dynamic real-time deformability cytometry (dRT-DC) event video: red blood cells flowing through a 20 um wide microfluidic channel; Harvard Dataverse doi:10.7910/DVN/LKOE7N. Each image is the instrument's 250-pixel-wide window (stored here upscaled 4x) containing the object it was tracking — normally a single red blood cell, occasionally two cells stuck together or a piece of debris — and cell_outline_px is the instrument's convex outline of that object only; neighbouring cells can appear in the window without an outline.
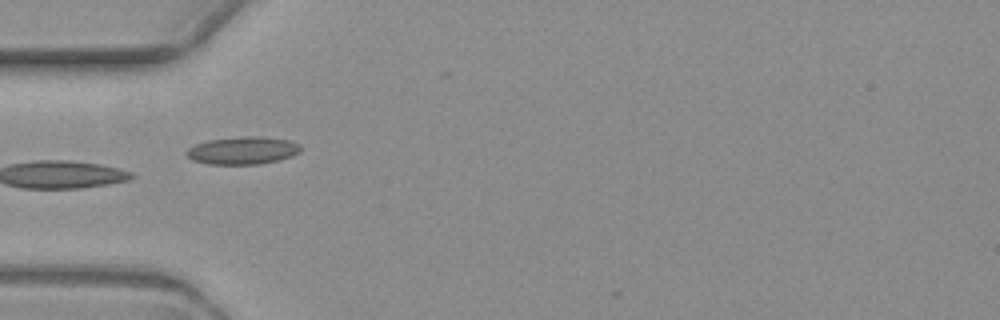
{"species": "common noctule bat (a hibernating species)", "species_latin": "Nyctalus noctula", "temperature_condition": "warm", "stored_images_in_passage": 10, "camera_frame_rate_fps": 3000, "um_per_image_px": 0.085, "animal": {"sex": "female", "body_mass_g": 19.3, "forearm_length_mm": 54.1}, "frame": {"image": 1, "passage_image": 5, "time_ms": 5.667, "image_size_px": [1000, 320], "cell_outline_px": [[300, 152], [292, 156], [276, 160], [256, 164], [208, 164], [192, 160], [184, 152], [188, 148], [196, 144], [208, 140], [240, 136], [260, 136], [288, 140], [300, 144]], "centroid_in_image_um": [20.61, 12.78], "position_along_channel_um": 64.4, "area_um2": 18.32}}
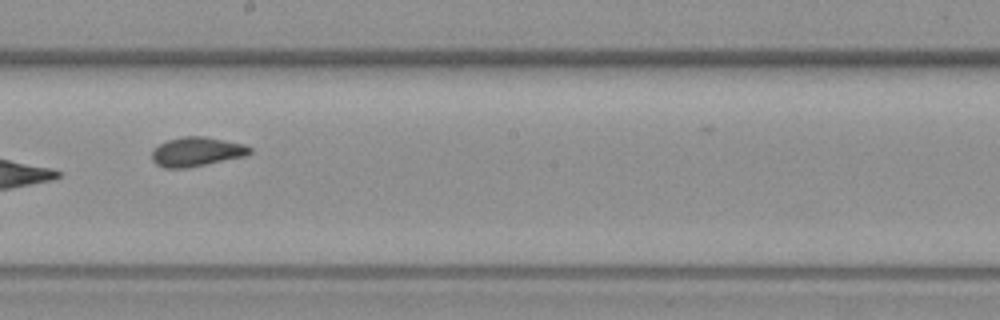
{"frame": {"image": 2, "passage_image": 9, "time_ms": 10.333, "image_size_px": [1000, 320], "cell_outline_px": [[252, 152], [244, 156], [184, 168], [164, 168], [156, 164], [152, 160], [152, 152], [160, 144], [168, 140], [184, 136], [204, 136], [244, 144], [252, 148]], "centroid_in_image_um": [16.71, 12.89], "position_along_channel_um": 231.5, "area_um2": 16.42}}
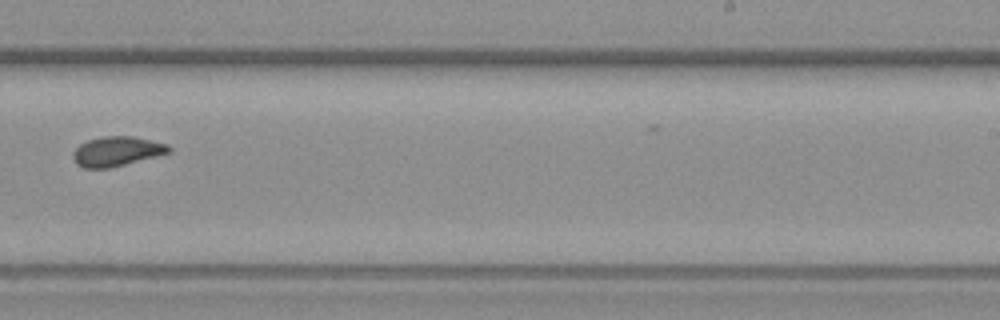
{"frame": {"image": 3, "passage_image": 10, "time_ms": 11.667, "image_size_px": [1000, 320], "cell_outline_px": [[172, 152], [108, 168], [84, 168], [76, 164], [72, 156], [72, 152], [80, 144], [88, 140], [104, 136], [132, 136], [168, 144], [172, 148]], "centroid_in_image_um": [9.92, 12.86], "position_along_channel_um": 279.1, "area_um2": 16.47}}